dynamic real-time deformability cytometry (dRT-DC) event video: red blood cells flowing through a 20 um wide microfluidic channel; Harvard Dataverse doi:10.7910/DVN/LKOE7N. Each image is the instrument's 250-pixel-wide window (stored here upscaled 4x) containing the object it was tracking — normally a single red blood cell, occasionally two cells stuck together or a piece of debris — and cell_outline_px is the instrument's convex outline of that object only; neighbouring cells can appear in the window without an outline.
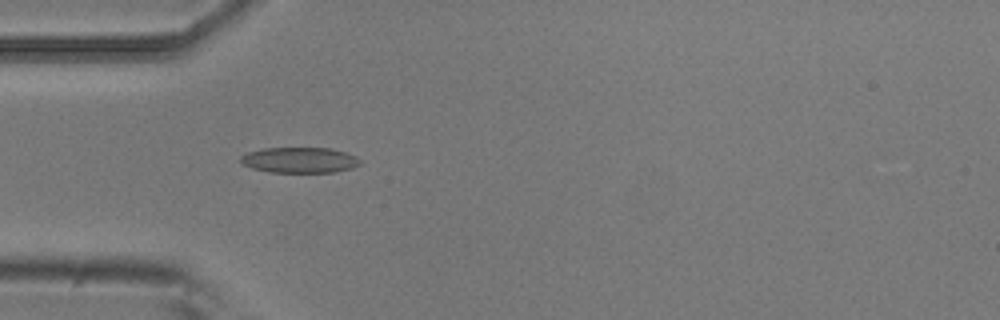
{"species": "common noctule bat (a hibernating species)", "species_latin": "Nyctalus noctula", "temperature_condition": "room temperature", "stored_images_in_passage": 5, "camera_frame_rate_fps": 3000, "um_per_image_px": 0.085, "animal": {"sex": "male", "body_mass_g": 20.5, "forearm_length_mm": 52.5}, "frame": {"image": 1, "passage_image": 4, "time_ms": 1.0, "image_size_px": [1000, 320], "cell_outline_px": [[360, 164], [352, 168], [336, 172], [268, 172], [252, 168], [240, 164], [240, 156], [248, 152], [264, 148], [332, 148], [356, 156], [360, 160]], "centroid_in_image_um": [25.44, 13.61], "position_along_channel_um": 59.6, "area_um2": 17.92}}
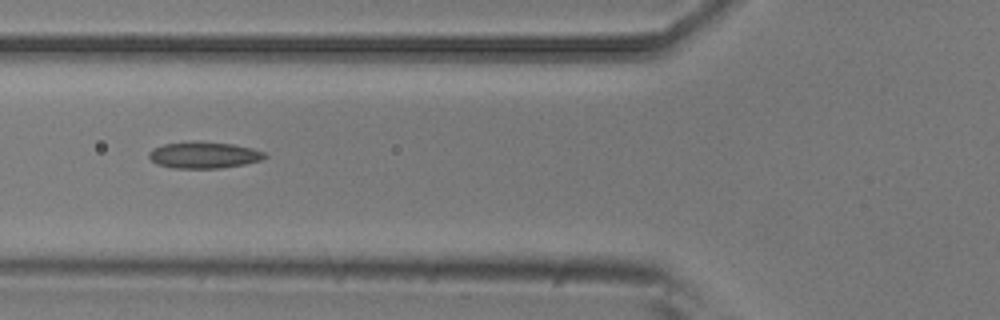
{"frame": {"image": 2, "passage_image": 5, "time_ms": 1.333, "image_size_px": [1000, 320], "cell_outline_px": [[268, 156], [260, 160], [244, 164], [220, 168], [172, 168], [156, 164], [148, 156], [148, 152], [152, 148], [164, 144], [232, 144], [252, 148], [264, 152]], "centroid_in_image_um": [17.33, 13.23], "position_along_channel_um": 108.5, "area_um2": 17.05}}